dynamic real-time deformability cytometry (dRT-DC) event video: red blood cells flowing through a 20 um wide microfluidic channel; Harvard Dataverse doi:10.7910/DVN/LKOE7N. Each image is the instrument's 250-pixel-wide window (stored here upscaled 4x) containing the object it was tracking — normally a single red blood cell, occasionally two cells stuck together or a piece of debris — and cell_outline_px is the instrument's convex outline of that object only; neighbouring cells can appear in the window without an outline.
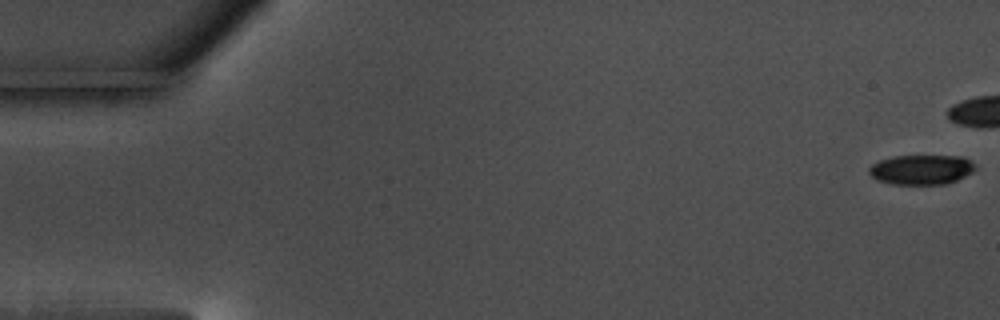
{"species": "common noctule bat (a hibernating species)", "species_latin": "Nyctalus noctula", "temperature_condition": "warm", "stored_images_in_passage": 46, "camera_frame_rate_fps": 3000, "um_per_image_px": 0.085, "animal": {"sex": "male", "body_mass_g": 17.5, "forearm_length_mm": 52.3}, "frame": {"image": 1, "passage_image": 1, "time_ms": 0.0, "image_size_px": [1000, 320], "cell_outline_px": [[976, 168], [972, 172], [956, 180], [944, 184], [892, 184], [876, 180], [868, 172], [868, 168], [872, 164], [880, 160], [892, 156], [964, 156], [972, 160], [976, 164]], "centroid_in_image_um": [78.32, 14.41], "position_along_channel_um": 6.7, "area_um2": 18.55}}
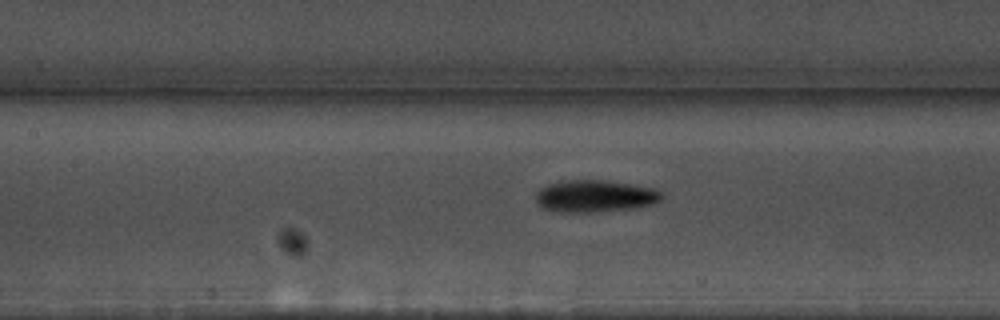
{"frame": {"image": 2, "passage_image": 27, "time_ms": 8.667, "image_size_px": [1000, 320], "cell_outline_px": [[664, 196], [660, 200], [652, 204], [632, 208], [600, 212], [556, 212], [544, 208], [536, 204], [536, 192], [540, 188], [548, 184], [564, 180], [600, 180], [656, 188]], "centroid_in_image_um": [50.54, 16.68], "position_along_channel_um": 156.9, "area_um2": 23.58}}
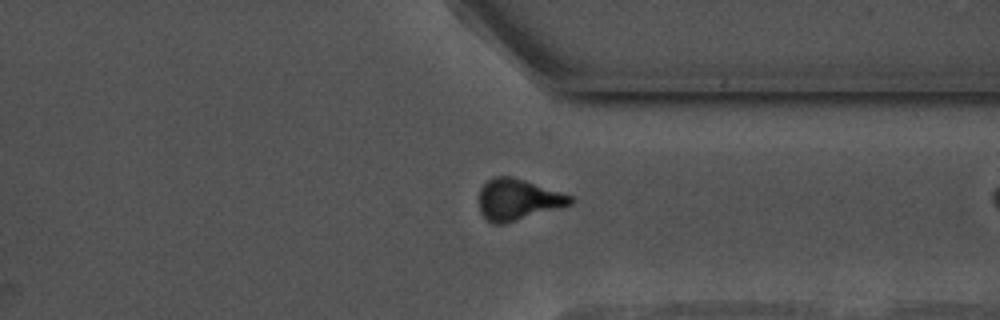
{"frame": {"image": 3, "passage_image": 45, "time_ms": 14.667, "image_size_px": [1000, 320], "cell_outline_px": [[572, 204], [504, 224], [492, 224], [480, 212], [480, 188], [492, 176], [512, 176], [572, 196]], "centroid_in_image_um": [43.99, 16.96], "position_along_channel_um": 367.4, "area_um2": 21.62}}